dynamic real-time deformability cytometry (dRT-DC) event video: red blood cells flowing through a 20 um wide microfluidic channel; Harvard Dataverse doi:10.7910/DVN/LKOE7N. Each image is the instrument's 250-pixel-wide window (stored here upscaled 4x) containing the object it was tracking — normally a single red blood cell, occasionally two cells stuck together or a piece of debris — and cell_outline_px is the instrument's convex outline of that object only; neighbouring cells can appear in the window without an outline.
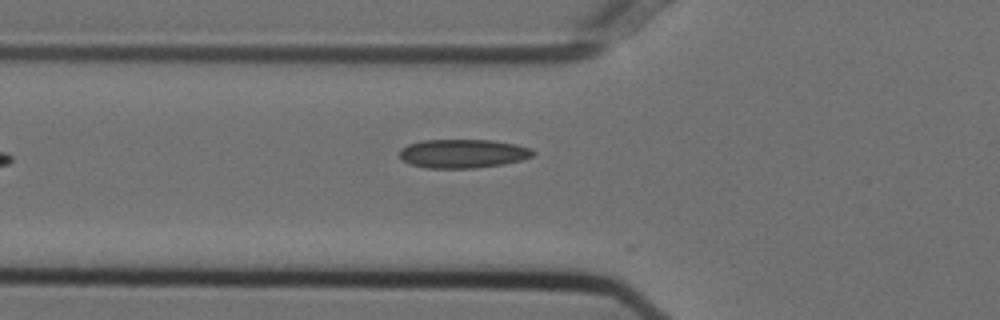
{"species": "Egyptian fruit bat (a non-hibernating species)", "species_latin": "Rousettus aegyptiacus", "temperature_condition": "cold", "stored_images_in_passage": 16, "camera_frame_rate_fps": 3000, "um_per_image_px": 0.085, "animal": {"sex": "female"}, "frame": {"image": 1, "passage_image": 2, "time_ms": 0.333, "image_size_px": [1000, 320], "cell_outline_px": [[536, 152], [532, 156], [520, 160], [504, 164], [476, 168], [424, 168], [408, 164], [400, 156], [400, 148], [408, 144], [424, 140], [492, 140], [516, 144], [532, 148]], "centroid_in_image_um": [39.35, 13.05], "position_along_channel_um": 86.5, "area_um2": 22.54}}
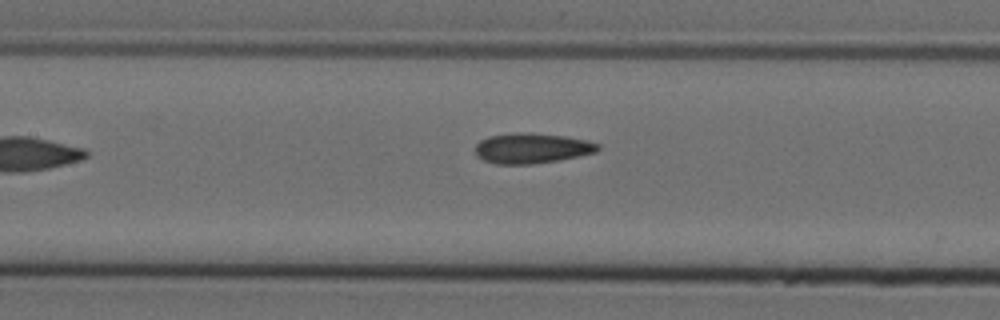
{"frame": {"image": 2, "passage_image": 8, "time_ms": 2.333, "image_size_px": [1000, 320], "cell_outline_px": [[600, 148], [596, 152], [560, 160], [532, 164], [496, 164], [484, 160], [476, 156], [476, 144], [480, 140], [488, 136], [520, 132], [564, 136], [588, 140], [600, 144]], "centroid_in_image_um": [45.21, 12.6], "position_along_channel_um": 162.2, "area_um2": 21.62}}
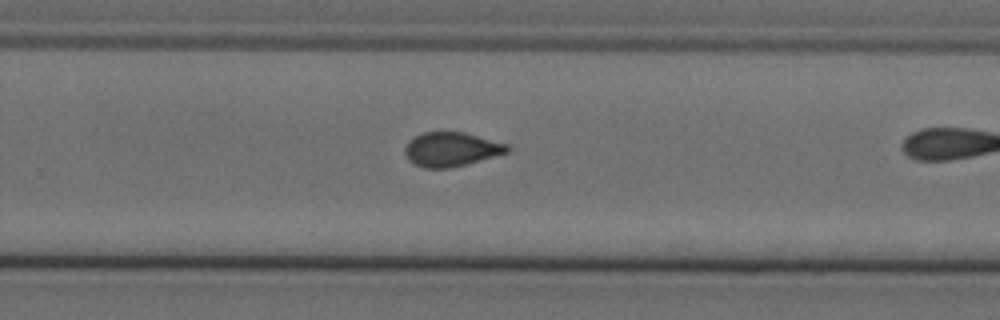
{"frame": {"image": 3, "passage_image": 15, "time_ms": 4.667, "image_size_px": [1000, 320], "cell_outline_px": [[512, 148], [508, 152], [464, 164], [448, 168], [424, 168], [408, 160], [404, 152], [404, 148], [408, 140], [424, 132], [464, 132], [508, 144]], "centroid_in_image_um": [38.34, 12.68], "position_along_channel_um": 291.5, "area_um2": 20.23}}